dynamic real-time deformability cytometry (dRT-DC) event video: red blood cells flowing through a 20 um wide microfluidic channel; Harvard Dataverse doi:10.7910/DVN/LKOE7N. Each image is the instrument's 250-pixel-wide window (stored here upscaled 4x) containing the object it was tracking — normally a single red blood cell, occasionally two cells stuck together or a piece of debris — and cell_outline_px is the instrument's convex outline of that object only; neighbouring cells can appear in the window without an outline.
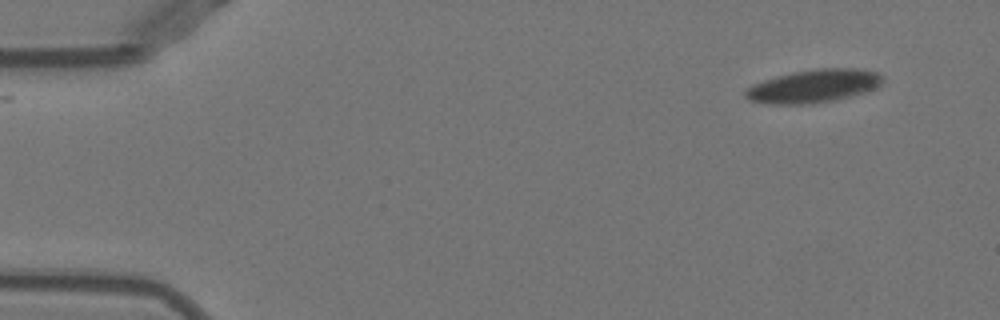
{"species": "Egyptian fruit bat (a non-hibernating species)", "species_latin": "Rousettus aegyptiacus", "temperature_condition": "warm", "stored_images_in_passage": 44, "camera_frame_rate_fps": 3000, "um_per_image_px": 0.085, "animal": {"sex": "female"}, "frame": {"image": 1, "passage_image": 1, "time_ms": 0.0, "image_size_px": [1000, 320], "cell_outline_px": [[884, 80], [880, 84], [864, 92], [836, 100], [812, 104], [768, 104], [748, 100], [744, 96], [744, 88], [752, 84], [776, 76], [792, 72], [816, 68], [856, 68], [876, 72], [884, 76]], "centroid_in_image_um": [69.1, 7.32], "position_along_channel_um": 15.9, "area_um2": 26.7}}
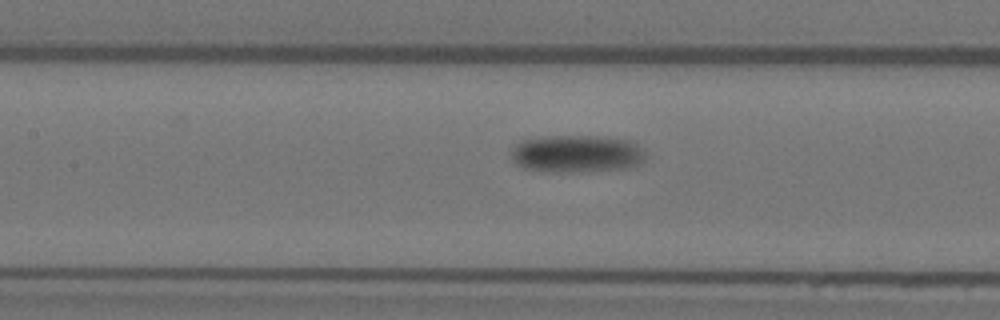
{"frame": {"image": 2, "passage_image": 24, "time_ms": 7.667, "image_size_px": [1000, 320], "cell_outline_px": [[648, 156], [644, 160], [628, 168], [584, 172], [544, 172], [524, 168], [516, 164], [512, 160], [508, 152], [520, 140], [540, 136], [596, 136], [632, 140]], "centroid_in_image_um": [48.96, 13.07], "position_along_channel_um": 158.4, "area_um2": 30.0}}
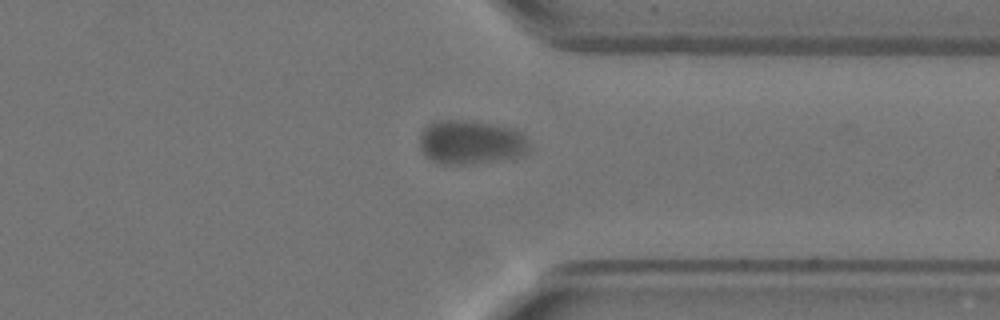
{"frame": {"image": 3, "passage_image": 43, "time_ms": 14.0, "image_size_px": [1000, 320], "cell_outline_px": [[532, 148], [524, 156], [464, 164], [444, 164], [432, 160], [420, 148], [420, 132], [428, 124], [436, 120], [468, 120], [508, 128], [520, 132], [524, 136]], "centroid_in_image_um": [40.02, 12.09], "position_along_channel_um": 371.4, "area_um2": 27.86}}